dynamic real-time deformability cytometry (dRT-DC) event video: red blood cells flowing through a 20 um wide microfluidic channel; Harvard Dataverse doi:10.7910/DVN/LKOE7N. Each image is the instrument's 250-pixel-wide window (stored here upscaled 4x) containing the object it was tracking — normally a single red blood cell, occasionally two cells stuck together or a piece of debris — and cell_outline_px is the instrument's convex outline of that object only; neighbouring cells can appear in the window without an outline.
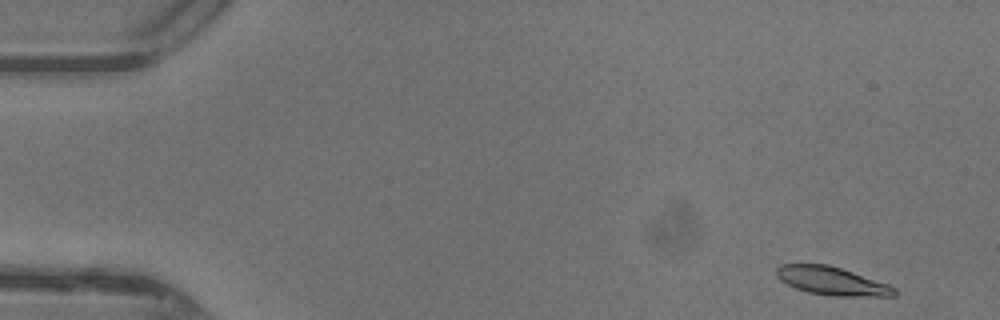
{"species": "common noctule bat (a hibernating species)", "species_latin": "Nyctalus noctula", "temperature_condition": "warm", "stored_images_in_passage": 45, "camera_frame_rate_fps": 3000, "um_per_image_px": 0.085, "animal": {"sex": "female"}, "frame": {"image": 1, "passage_image": 1, "time_ms": 0.0, "image_size_px": [1000, 320], "cell_outline_px": [[896, 296], [832, 296], [808, 292], [796, 288], [780, 280], [776, 276], [776, 268], [780, 264], [828, 264], [888, 284], [896, 288]], "centroid_in_image_um": [70.69, 23.88], "position_along_channel_um": 14.3, "area_um2": 19.31}}
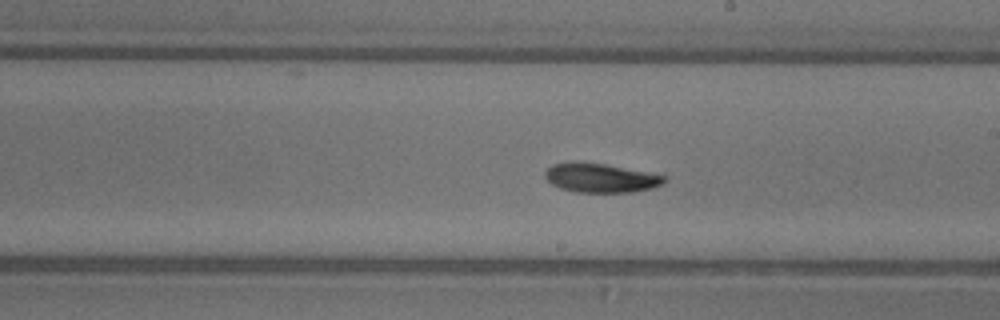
{"frame": {"image": 2, "passage_image": 25, "time_ms": 8.0, "image_size_px": [1000, 320], "cell_outline_px": [[668, 176], [664, 184], [652, 188], [632, 192], [576, 192], [560, 188], [552, 184], [544, 176], [544, 172], [552, 164], [604, 164]], "centroid_in_image_um": [51.12, 15.16], "position_along_channel_um": 237.9, "area_um2": 19.65}}
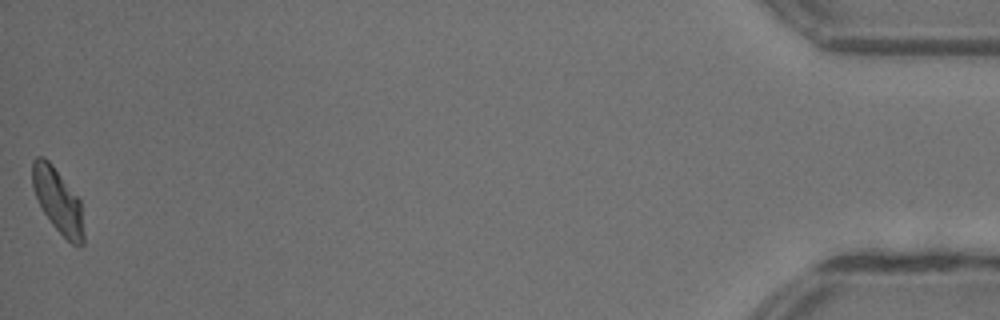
{"frame": {"image": 3, "passage_image": 45, "time_ms": 14.667, "image_size_px": [1000, 320], "cell_outline_px": [[84, 244], [80, 248], [72, 244], [52, 224], [44, 212], [32, 188], [32, 160], [36, 156], [44, 156], [52, 164], [80, 200], [84, 232]], "centroid_in_image_um": [4.93, 17.06], "position_along_channel_um": 430.3, "area_um2": 19.19}, "authors_computed_cell_mechanics": {"area_um2": 19.8254, "velocity_mm_per_s": 4.3819, "shape_relaxation_time_tau1_ms": 4.3111, "shape_relaxation_time_tau2_ms": 4.3103, "deformation_change_tau1": 0.1464, "deformation_change_tau2": 0.0931}}